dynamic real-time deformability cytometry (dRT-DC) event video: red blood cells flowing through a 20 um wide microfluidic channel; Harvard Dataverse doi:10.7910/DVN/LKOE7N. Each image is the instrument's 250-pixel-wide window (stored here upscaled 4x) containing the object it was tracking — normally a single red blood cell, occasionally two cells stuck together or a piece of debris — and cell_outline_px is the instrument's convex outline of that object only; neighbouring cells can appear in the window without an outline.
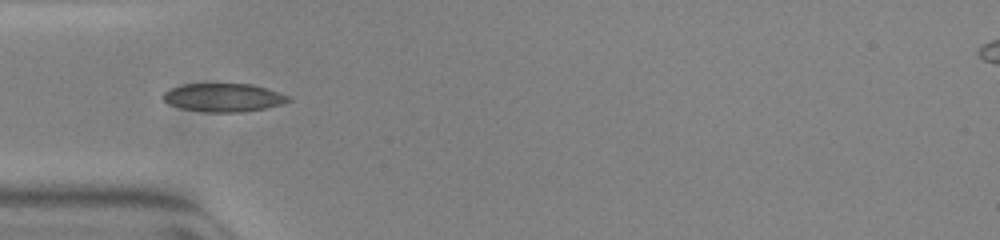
{"species": "common noctule bat (a hibernating species)", "species_latin": "Nyctalus noctula", "temperature_condition": "warm", "stored_images_in_passage": 36, "camera_frame_rate_fps": 3000, "um_per_image_px": 0.085, "animal": {"sex": "female", "body_mass_g": 23.0, "forearm_length_mm": 53.4}, "frame": {"image": 1, "passage_image": 1, "time_ms": 0.0, "image_size_px": [1000, 240], "cell_outline_px": [[292, 100], [280, 104], [264, 108], [240, 112], [204, 112], [180, 108], [168, 104], [160, 96], [164, 92], [172, 88], [184, 84], [252, 84], [288, 96]], "centroid_in_image_um": [18.93, 8.3], "position_along_channel_um": 66.1, "area_um2": 20.46}, "authors_computed_cell_mechanics": {"area_um2": 17.2244, "velocity_mm_per_s": 3.8162, "shape_relaxation_time_tau1_ms": 0.9594, "shape_relaxation_time_tau2_ms": null, "deformation_change_tau1": 0.0754, "deformation_change_tau2": null}}